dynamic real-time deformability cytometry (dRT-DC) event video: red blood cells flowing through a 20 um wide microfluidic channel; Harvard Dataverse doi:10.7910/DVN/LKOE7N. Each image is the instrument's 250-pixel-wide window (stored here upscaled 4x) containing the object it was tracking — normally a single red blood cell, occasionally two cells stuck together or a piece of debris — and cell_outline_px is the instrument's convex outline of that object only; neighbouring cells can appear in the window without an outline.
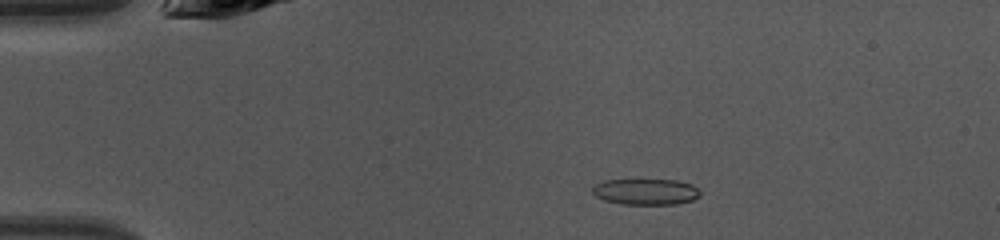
{"species": "common noctule bat (a hibernating species)", "species_latin": "Nyctalus noctula", "temperature_condition": "warm", "stored_images_in_passage": 6, "camera_frame_rate_fps": 3000, "um_per_image_px": 0.085, "animal": {"sex": "female", "body_mass_g": 10.0, "forearm_length_mm": 53.1}, "frame": {"image": 1, "passage_image": 2, "time_ms": 0.333, "image_size_px": [1000, 240], "cell_outline_px": [[696, 196], [688, 200], [660, 204], [636, 204], [612, 200], [600, 196], [604, 184], [612, 180], [664, 180], [688, 184], [696, 192]], "centroid_in_image_um": [55.02, 16.29], "position_along_channel_um": 30.0, "area_um2": 13.81}}